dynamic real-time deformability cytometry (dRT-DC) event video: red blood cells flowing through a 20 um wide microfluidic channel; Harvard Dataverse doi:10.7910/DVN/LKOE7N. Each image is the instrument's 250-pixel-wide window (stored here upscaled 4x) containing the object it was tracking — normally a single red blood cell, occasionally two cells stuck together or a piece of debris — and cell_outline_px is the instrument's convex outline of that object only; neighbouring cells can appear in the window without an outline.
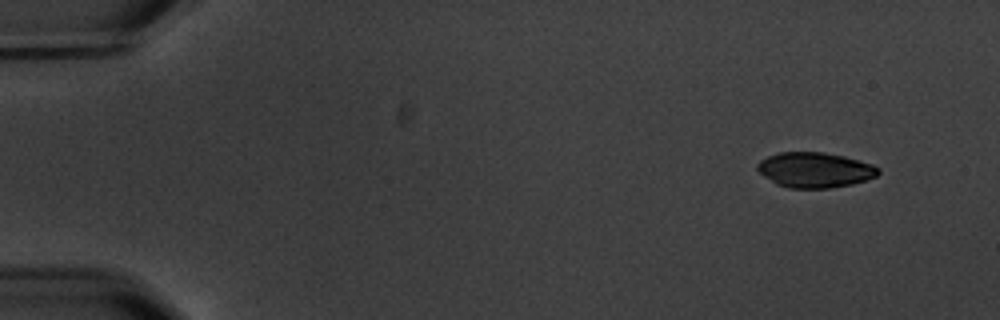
{"species": "common noctule bat (a hibernating species)", "species_latin": "Nyctalus noctula", "temperature_condition": "warm", "stored_images_in_passage": 6, "camera_frame_rate_fps": 3000, "um_per_image_px": 0.085, "animal": {"sex": "male", "body_mass_g": 20.1, "forearm_length_mm": 53.5}, "frame": {"image": 1, "passage_image": 6, "time_ms": 7.333, "image_size_px": [1000, 320], "cell_outline_px": [[880, 172], [876, 176], [852, 184], [828, 188], [788, 188], [776, 184], [764, 176], [756, 168], [756, 164], [760, 160], [768, 156], [780, 152], [824, 152], [844, 156], [872, 164], [880, 168]], "centroid_in_image_um": [69.25, 14.44], "position_along_channel_um": 15.8, "area_um2": 24.8}}